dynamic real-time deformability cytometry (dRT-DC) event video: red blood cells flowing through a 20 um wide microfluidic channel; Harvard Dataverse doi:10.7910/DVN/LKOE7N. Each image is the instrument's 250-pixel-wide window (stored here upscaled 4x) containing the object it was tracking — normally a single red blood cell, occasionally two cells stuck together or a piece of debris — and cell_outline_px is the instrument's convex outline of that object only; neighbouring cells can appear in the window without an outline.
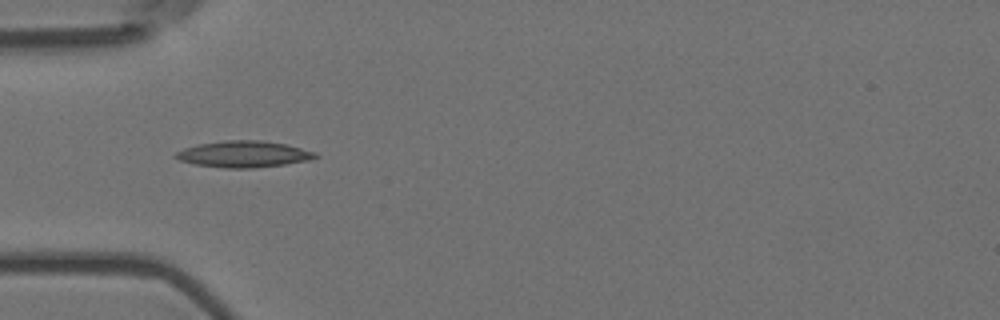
{"species": "Egyptian fruit bat (a non-hibernating species)", "species_latin": "Rousettus aegyptiacus", "temperature_condition": "room temperature", "stored_images_in_passage": 5, "camera_frame_rate_fps": 3000, "um_per_image_px": 0.085, "animal": {"sex": "female"}, "frame": {"image": 1, "passage_image": 4, "time_ms": 1.0, "image_size_px": [1000, 320], "cell_outline_px": [[320, 156], [308, 160], [284, 164], [252, 168], [224, 168], [196, 164], [180, 160], [172, 156], [176, 152], [184, 148], [196, 144], [228, 140], [264, 140], [284, 144], [316, 152]], "centroid_in_image_um": [20.69, 13.09], "position_along_channel_um": 64.3, "area_um2": 21.39}}
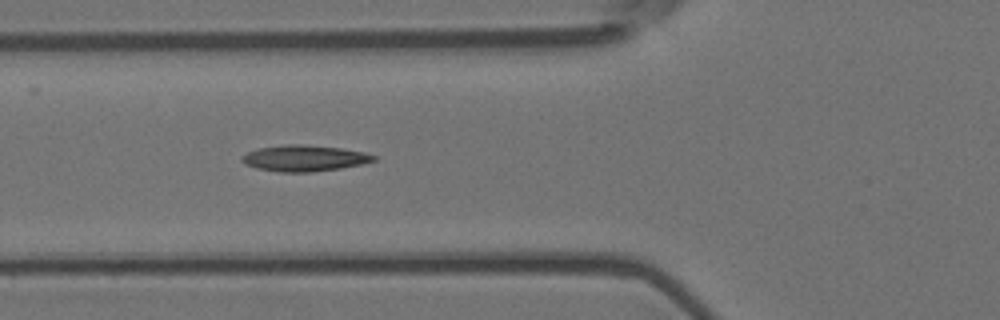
{"frame": {"image": 2, "passage_image": 5, "time_ms": 1.333, "image_size_px": [1000, 320], "cell_outline_px": [[376, 160], [360, 164], [340, 168], [312, 172], [280, 172], [256, 168], [244, 164], [240, 160], [240, 156], [248, 152], [260, 148], [284, 144], [304, 144], [340, 148], [364, 152], [376, 156]], "centroid_in_image_um": [25.82, 13.44], "position_along_channel_um": 100.0, "area_um2": 20.06}}